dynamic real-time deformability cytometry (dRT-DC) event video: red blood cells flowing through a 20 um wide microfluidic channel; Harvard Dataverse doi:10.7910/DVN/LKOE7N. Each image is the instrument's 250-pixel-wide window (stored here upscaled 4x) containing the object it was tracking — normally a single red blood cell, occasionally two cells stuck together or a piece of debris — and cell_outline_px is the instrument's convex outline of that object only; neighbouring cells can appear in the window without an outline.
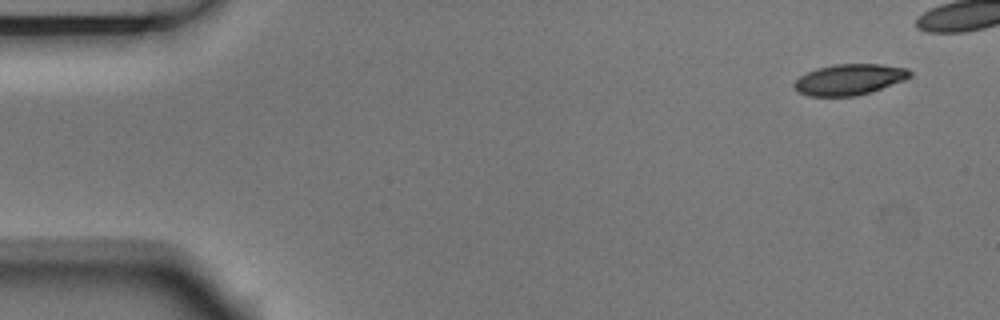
{"species": "Egyptian fruit bat (a non-hibernating species)", "species_latin": "Rousettus aegyptiacus", "temperature_condition": "room temperature", "stored_images_in_passage": 7, "segment_of_instrument_passage": [1, 2], "camera_frame_rate_fps": 3000, "um_per_image_px": 0.085, "animal": {"sex": "male"}, "frame": {"image": 1, "passage_image": 1, "time_ms": 0.0, "image_size_px": [1000, 320], "cell_outline_px": [[912, 76], [904, 80], [872, 92], [856, 96], [808, 96], [796, 92], [792, 84], [800, 76], [816, 68], [836, 64], [880, 64], [908, 68], [912, 72]], "centroid_in_image_um": [72.19, 6.76], "position_along_channel_um": 12.8, "area_um2": 21.04}}
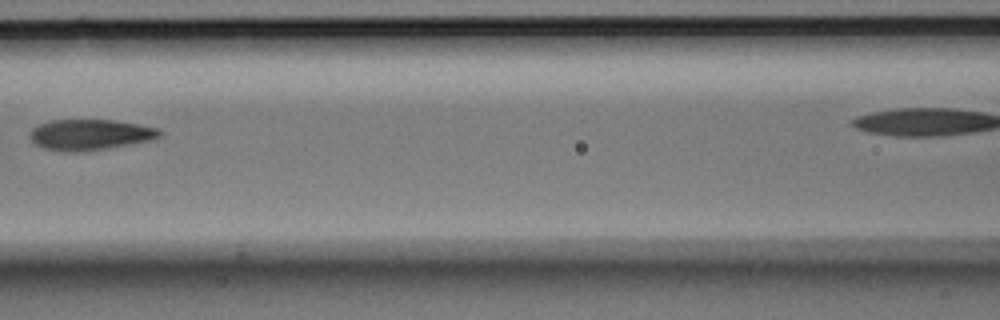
{"frame": {"image": 2, "passage_image": 6, "time_ms": 1.667, "image_size_px": [1000, 320], "cell_outline_px": [[160, 136], [148, 140], [128, 144], [84, 152], [64, 152], [44, 148], [36, 144], [28, 136], [32, 128], [40, 124], [52, 120], [112, 120], [136, 124], [156, 128], [160, 132]], "centroid_in_image_um": [7.57, 11.45], "position_along_channel_um": 159.0, "area_um2": 22.89}}